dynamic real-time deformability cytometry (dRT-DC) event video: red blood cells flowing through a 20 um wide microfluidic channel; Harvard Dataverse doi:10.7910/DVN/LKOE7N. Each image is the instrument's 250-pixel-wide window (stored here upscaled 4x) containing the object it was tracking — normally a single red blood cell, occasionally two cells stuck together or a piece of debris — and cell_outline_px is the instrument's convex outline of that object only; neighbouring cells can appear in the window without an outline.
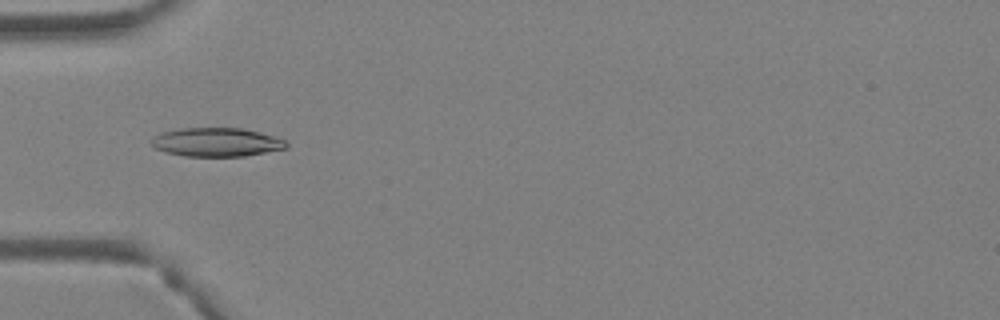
{"species": "Egyptian fruit bat (a non-hibernating species)", "species_latin": "Rousettus aegyptiacus", "temperature_condition": "warm", "stored_images_in_passage": 5, "camera_frame_rate_fps": 3000, "um_per_image_px": 0.085, "animal": {"sex": "female"}, "frame": {"image": 1, "passage_image": 4, "time_ms": 1.0, "image_size_px": [1000, 320], "cell_outline_px": [[288, 148], [244, 156], [184, 156], [164, 152], [156, 148], [152, 144], [152, 140], [160, 132], [180, 128], [240, 128], [272, 136], [284, 140], [288, 144]], "centroid_in_image_um": [18.38, 12.09], "position_along_channel_um": 66.6, "area_um2": 22.37}}
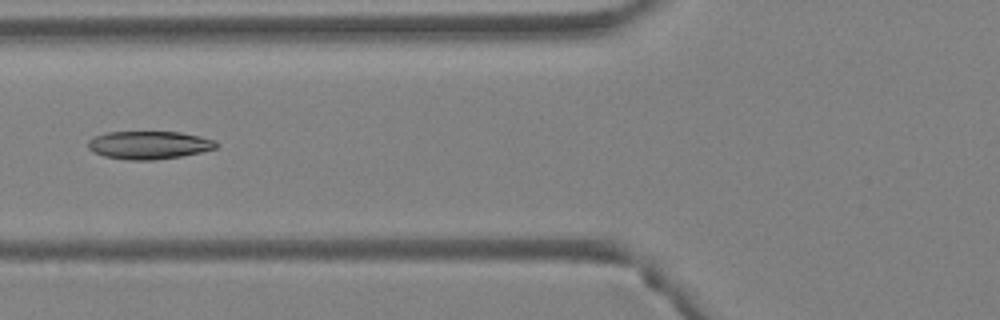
{"frame": {"image": 2, "passage_image": 5, "time_ms": 1.333, "image_size_px": [1000, 320], "cell_outline_px": [[220, 144], [216, 148], [200, 152], [180, 156], [152, 160], [128, 160], [104, 156], [92, 152], [88, 148], [88, 140], [96, 136], [108, 132], [180, 132], [200, 136], [216, 140]], "centroid_in_image_um": [12.67, 12.33], "position_along_channel_um": 113.1, "area_um2": 20.92}}